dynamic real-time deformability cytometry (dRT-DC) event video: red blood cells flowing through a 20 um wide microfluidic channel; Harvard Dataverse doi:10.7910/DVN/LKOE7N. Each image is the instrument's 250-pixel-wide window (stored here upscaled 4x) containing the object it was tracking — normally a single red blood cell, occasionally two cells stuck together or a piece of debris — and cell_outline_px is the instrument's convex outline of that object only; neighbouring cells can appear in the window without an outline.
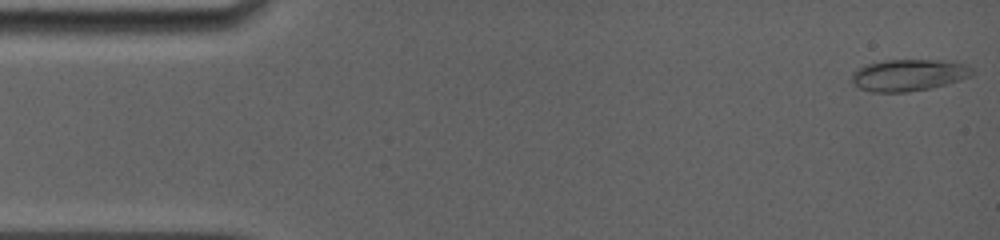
{"species": "common noctule bat (a hibernating species)", "species_latin": "Nyctalus noctula", "temperature_condition": "room temperature", "stored_images_in_passage": 81, "camera_frame_rate_fps": 5000, "um_per_image_px": 0.085, "animal": {"sex": "female", "body_mass_g": 19.0, "forearm_length_mm": 56.7}, "frame": {"image": 1, "passage_image": 1, "time_ms": 0.0, "image_size_px": [1000, 240], "cell_outline_px": [[972, 76], [960, 80], [928, 88], [904, 92], [872, 92], [856, 88], [852, 84], [852, 72], [856, 68], [864, 64], [884, 60], [940, 60], [964, 64], [972, 68]], "centroid_in_image_um": [77.14, 6.38], "position_along_channel_um": 7.9, "area_um2": 22.31}}
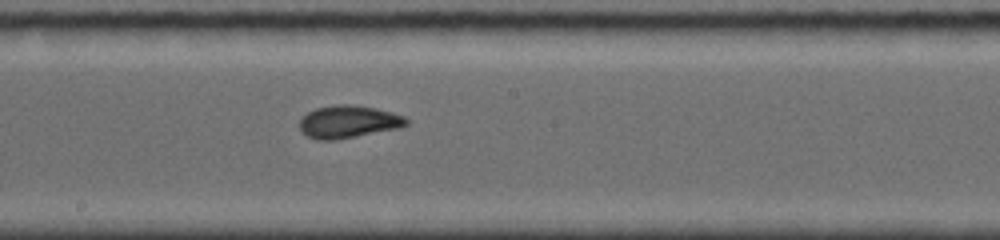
{"frame": {"image": 2, "passage_image": 44, "time_ms": 8.6, "image_size_px": [1000, 240], "cell_outline_px": [[408, 124], [400, 128], [332, 140], [320, 140], [308, 136], [300, 128], [300, 120], [308, 112], [316, 108], [336, 104], [352, 104], [376, 108], [392, 112], [404, 116], [408, 120]], "centroid_in_image_um": [29.64, 10.33], "position_along_channel_um": 218.6, "area_um2": 20.06}}
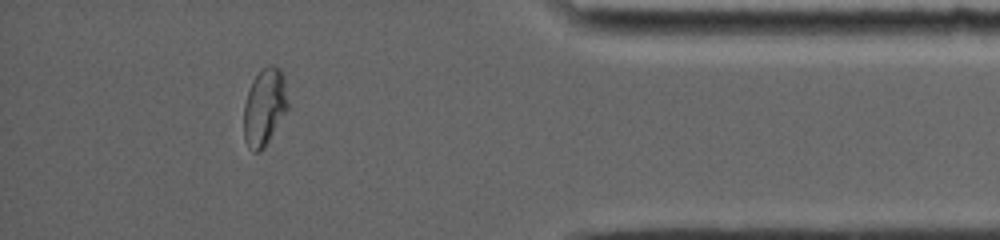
{"frame": {"image": 3, "passage_image": 72, "time_ms": 14.2, "image_size_px": [1000, 240], "cell_outline_px": [[288, 108], [264, 148], [256, 152], [252, 152], [244, 140], [244, 104], [252, 80], [268, 64], [272, 64], [280, 68], [284, 76], [288, 100]], "centroid_in_image_um": [22.48, 9.09], "position_along_channel_um": 412.7, "area_um2": 19.77}}